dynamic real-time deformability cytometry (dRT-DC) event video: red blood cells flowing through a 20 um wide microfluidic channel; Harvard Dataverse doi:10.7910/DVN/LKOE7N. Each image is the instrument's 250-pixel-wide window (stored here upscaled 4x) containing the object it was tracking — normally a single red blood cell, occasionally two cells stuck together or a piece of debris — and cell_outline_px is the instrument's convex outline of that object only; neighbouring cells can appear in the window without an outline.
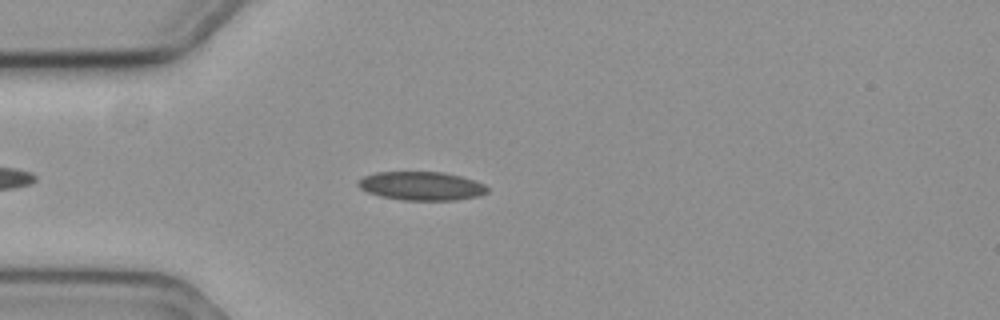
{"species": "common noctule bat (a hibernating species)", "species_latin": "Nyctalus noctula", "temperature_condition": "cold", "stored_images_in_passage": 47, "camera_frame_rate_fps": 3000, "um_per_image_px": 0.085, "animal": {"sex": "female", "body_mass_g": 19.3, "forearm_length_mm": 54.1}, "frame": {"image": 1, "passage_image": 8, "time_ms": 2.333, "image_size_px": [1000, 320], "cell_outline_px": [[488, 192], [480, 196], [456, 200], [400, 200], [380, 196], [368, 192], [360, 188], [356, 184], [364, 176], [376, 172], [444, 172], [460, 176], [484, 184], [488, 188]], "centroid_in_image_um": [35.83, 15.81], "position_along_channel_um": 49.2, "area_um2": 21.56}}
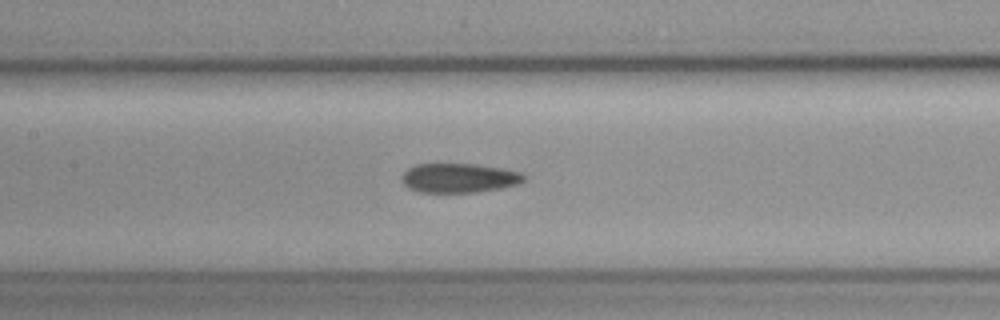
{"frame": {"image": 2, "passage_image": 19, "time_ms": 6.0, "image_size_px": [1000, 320], "cell_outline_px": [[524, 180], [520, 184], [500, 188], [476, 192], [420, 192], [408, 188], [400, 180], [400, 176], [408, 168], [416, 164], [476, 164], [504, 168], [520, 172], [524, 176]], "centroid_in_image_um": [39.0, 15.12], "position_along_channel_um": 168.4, "area_um2": 20.98}}
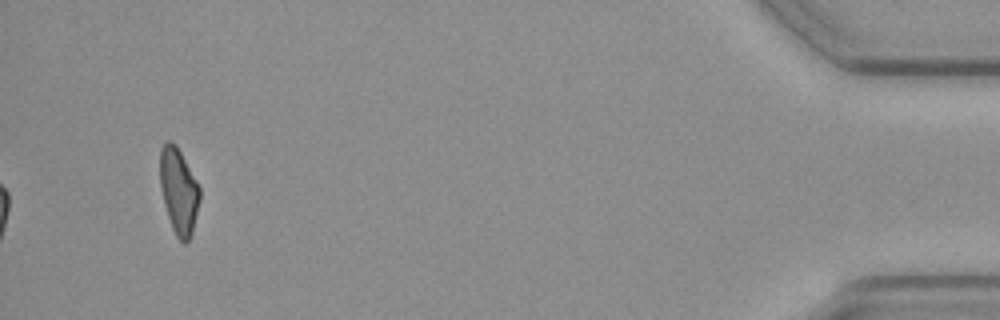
{"frame": {"image": 3, "passage_image": 47, "time_ms": 15.333, "image_size_px": [1000, 320], "cell_outline_px": [[200, 200], [192, 232], [188, 240], [184, 244], [176, 236], [172, 228], [164, 204], [160, 188], [160, 148], [168, 140], [176, 144], [200, 188]], "centroid_in_image_um": [15.18, 16.23], "position_along_channel_um": 420.0, "area_um2": 19.71}, "authors_computed_cell_mechanics": {"area_um2": 21.2126, "velocity_mm_per_s": 3.5912, "shape_relaxation_time_tau1_ms": null, "shape_relaxation_time_tau2_ms": 10.0416, "deformation_change_tau1": null, "deformation_change_tau2": 0.1908}}